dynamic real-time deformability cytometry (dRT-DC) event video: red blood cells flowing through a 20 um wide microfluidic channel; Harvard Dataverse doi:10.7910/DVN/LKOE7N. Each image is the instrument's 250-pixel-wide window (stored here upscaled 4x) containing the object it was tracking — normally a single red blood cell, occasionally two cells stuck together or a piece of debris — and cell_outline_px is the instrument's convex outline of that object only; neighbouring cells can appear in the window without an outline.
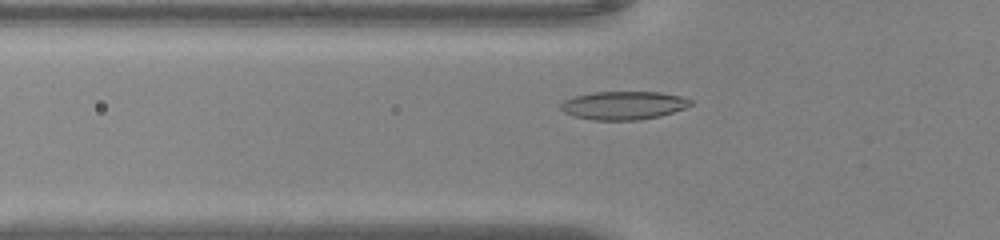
{"species": "common noctule bat (a hibernating species)", "species_latin": "Nyctalus noctula", "temperature_condition": "warm", "stored_images_in_passage": 45, "camera_frame_rate_fps": 3000, "um_per_image_px": 0.085, "animal": {"sex": "male", "body_mass_g": 20.0, "forearm_length_mm": 53.3}, "frame": {"image": 1, "passage_image": 12, "time_ms": 3.667, "image_size_px": [1000, 240], "cell_outline_px": [[692, 104], [684, 108], [660, 116], [640, 120], [592, 120], [576, 116], [564, 112], [560, 108], [560, 104], [564, 100], [572, 96], [592, 92], [660, 92], [680, 96], [692, 100]], "centroid_in_image_um": [52.98, 8.95], "position_along_channel_um": 72.8, "area_um2": 21.44}}
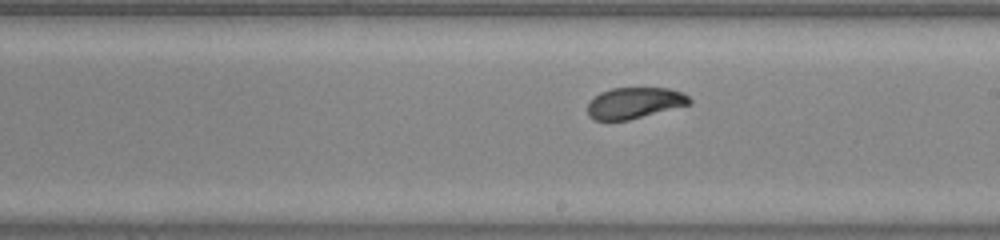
{"frame": {"image": 2, "passage_image": 24, "time_ms": 7.667, "image_size_px": [1000, 240], "cell_outline_px": [[692, 104], [628, 120], [592, 120], [588, 116], [588, 100], [600, 92], [612, 88], [668, 88], [684, 92], [692, 100]], "centroid_in_image_um": [53.93, 8.75], "position_along_channel_um": 235.1, "area_um2": 18.73}}
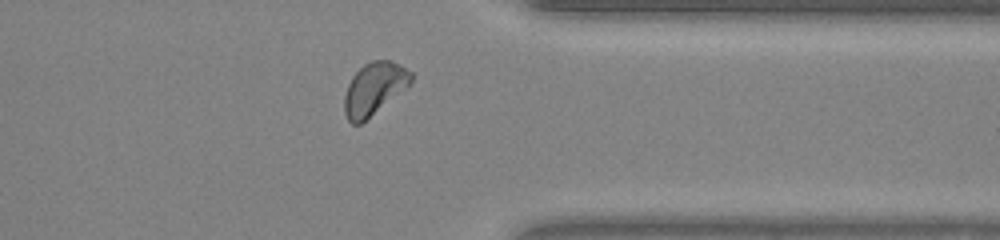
{"frame": {"image": 3, "passage_image": 35, "time_ms": 11.333, "image_size_px": [1000, 240], "cell_outline_px": [[412, 80], [408, 88], [360, 124], [352, 124], [348, 120], [344, 112], [344, 96], [348, 84], [352, 76], [364, 64], [372, 60], [392, 60], [400, 64], [412, 72]], "centroid_in_image_um": [31.82, 7.53], "position_along_channel_um": 379.6, "area_um2": 20.52}, "authors_computed_cell_mechanics": {"area_um2": 19.7676, "velocity_mm_per_s": 4.0582, "shape_relaxation_time_tau1_ms": 2.7518, "shape_relaxation_time_tau2_ms": 0.9782, "deformation_change_tau1": 0.1125, "deformation_change_tau2": 0.0444}}